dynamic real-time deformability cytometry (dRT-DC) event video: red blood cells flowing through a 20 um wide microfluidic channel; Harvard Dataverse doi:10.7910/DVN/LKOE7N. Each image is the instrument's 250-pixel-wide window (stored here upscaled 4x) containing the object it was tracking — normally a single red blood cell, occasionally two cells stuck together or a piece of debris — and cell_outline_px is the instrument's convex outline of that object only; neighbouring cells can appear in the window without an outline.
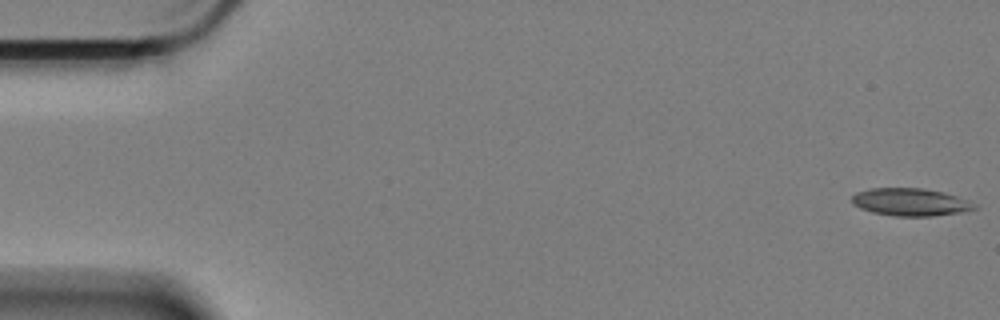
{"species": "Egyptian fruit bat (a non-hibernating species)", "species_latin": "Rousettus aegyptiacus", "temperature_condition": "cold", "stored_images_in_passage": 17, "camera_frame_rate_fps": 3000, "um_per_image_px": 0.085, "animal": {"sex": "female"}, "frame": {"image": 1, "passage_image": 1, "time_ms": 0.0, "image_size_px": [1000, 320], "cell_outline_px": [[980, 208], [960, 212], [932, 216], [896, 216], [872, 212], [860, 208], [852, 204], [852, 196], [856, 192], [872, 188], [920, 188], [944, 192], [968, 200], [976, 204]], "centroid_in_image_um": [77.4, 17.17], "position_along_channel_um": 7.6, "area_um2": 19.71}}
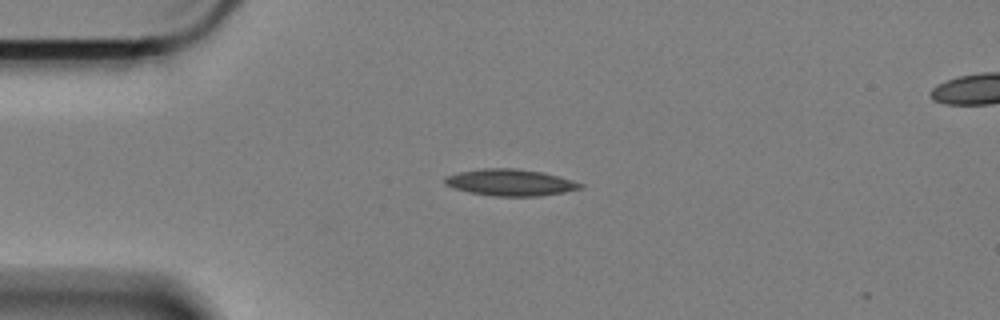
{"frame": {"image": 2, "passage_image": 14, "time_ms": 4.333, "image_size_px": [1000, 320], "cell_outline_px": [[584, 188], [564, 192], [540, 196], [492, 196], [468, 192], [452, 188], [444, 184], [444, 176], [460, 172], [484, 168], [516, 168], [540, 172], [560, 176], [584, 184]], "centroid_in_image_um": [43.37, 15.51], "position_along_channel_um": 41.6, "area_um2": 21.15}}